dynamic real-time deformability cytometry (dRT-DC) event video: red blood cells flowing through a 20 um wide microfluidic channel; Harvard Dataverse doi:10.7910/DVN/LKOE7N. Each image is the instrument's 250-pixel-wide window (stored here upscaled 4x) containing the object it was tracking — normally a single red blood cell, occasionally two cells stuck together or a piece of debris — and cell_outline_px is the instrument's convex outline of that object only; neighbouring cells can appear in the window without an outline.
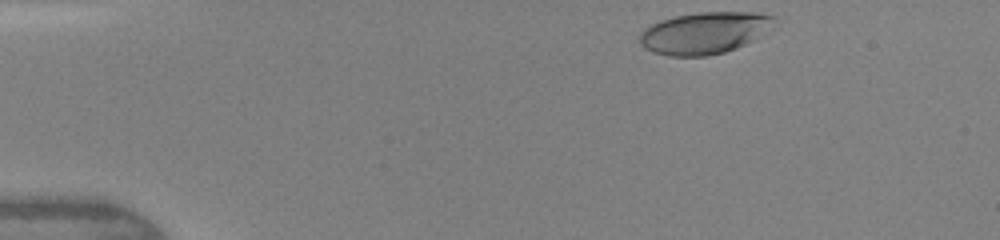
{"species": "human", "species_latin": "Homo sapiens", "temperature_condition": "warm", "stored_images_in_passage": 38, "camera_frame_rate_fps": 3000, "um_per_image_px": 0.085, "donor": {"sex": "female"}, "frame": {"image": 1, "passage_image": 1, "time_ms": 0.0, "image_size_px": [1000, 240], "cell_outline_px": [[776, 16], [772, 28], [744, 44], [736, 48], [724, 52], [708, 56], [668, 56], [652, 52], [644, 48], [640, 44], [640, 32], [644, 28], [660, 20], [676, 16], [700, 12], [752, 12]], "centroid_in_image_um": [59.85, 2.8], "position_along_channel_um": 25.1, "area_um2": 32.71}}
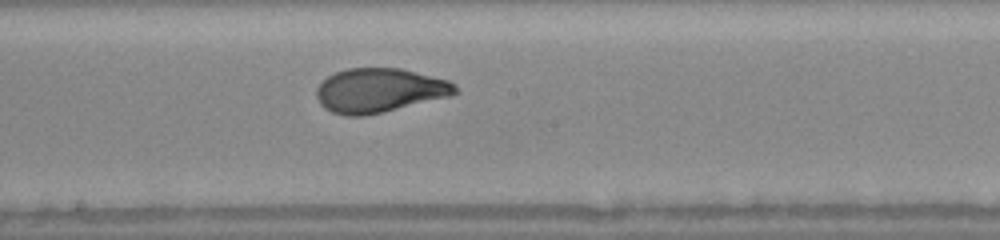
{"frame": {"image": 2, "passage_image": 20, "time_ms": 6.333, "image_size_px": [1000, 240], "cell_outline_px": [[460, 92], [452, 96], [384, 112], [364, 116], [344, 116], [332, 112], [324, 108], [320, 104], [316, 96], [316, 88], [328, 76], [336, 72], [348, 68], [400, 68], [448, 80], [456, 84]], "centroid_in_image_um": [32.28, 7.69], "position_along_channel_um": 215.9, "area_um2": 36.01}}
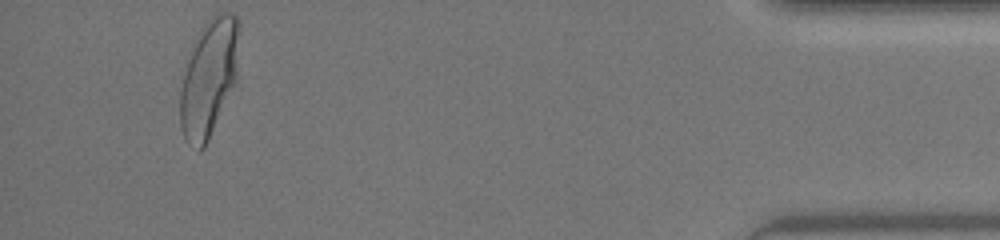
{"frame": {"image": 3, "passage_image": 38, "time_ms": 12.333, "image_size_px": [1000, 240], "cell_outline_px": [[240, 24], [236, 84], [204, 148], [200, 152], [188, 144], [180, 128], [180, 88], [192, 44], [204, 24], [208, 20], [220, 12], [232, 12], [240, 20]], "centroid_in_image_um": [17.77, 6.62], "position_along_channel_um": 417.4, "area_um2": 40.75}, "authors_computed_cell_mechanics": {"area_um2": 35.6048, "velocity_mm_per_s": 4.3565, "shape_relaxation_time_tau1_ms": 4.1764, "shape_relaxation_time_tau2_ms": null, "deformation_change_tau1": 0.2073, "deformation_change_tau2": null}}